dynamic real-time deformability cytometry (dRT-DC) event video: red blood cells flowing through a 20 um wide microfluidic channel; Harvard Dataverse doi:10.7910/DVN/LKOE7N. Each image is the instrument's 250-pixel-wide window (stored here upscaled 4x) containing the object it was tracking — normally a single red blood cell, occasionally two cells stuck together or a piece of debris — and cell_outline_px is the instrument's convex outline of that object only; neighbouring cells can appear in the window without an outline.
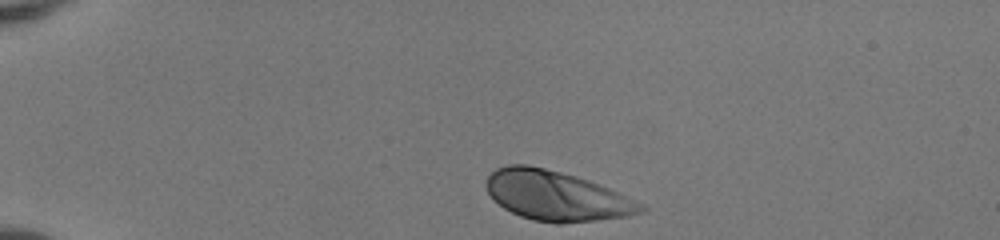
{"species": "human", "species_latin": "Homo sapiens", "temperature_condition": "room temperature", "stored_images_in_passage": 35, "camera_frame_rate_fps": 3000, "um_per_image_px": 0.085, "donor": {"sex": "female"}, "frame": {"image": 1, "passage_image": 1, "time_ms": 0.0, "image_size_px": [1000, 240], "cell_outline_px": [[648, 208], [640, 212], [628, 216], [596, 220], [560, 224], [556, 224], [532, 220], [520, 216], [504, 208], [488, 192], [484, 184], [488, 176], [496, 168], [508, 164], [528, 164], [576, 176], [588, 180], [608, 188], [644, 204]], "centroid_in_image_um": [47.27, 16.64], "position_along_channel_um": 37.7, "area_um2": 44.62}}
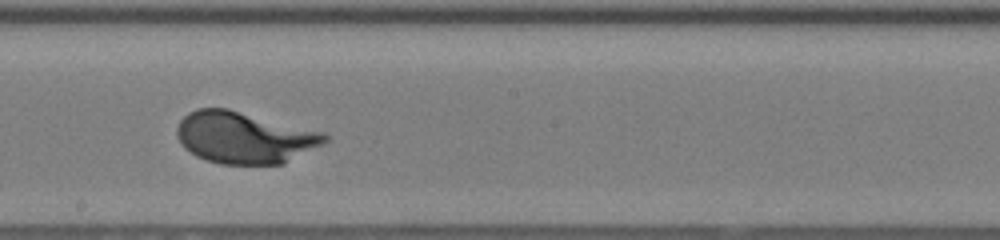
{"frame": {"image": 2, "passage_image": 20, "time_ms": 6.333, "image_size_px": [1000, 240], "cell_outline_px": [[328, 140], [324, 144], [284, 164], [220, 164], [196, 156], [184, 148], [180, 144], [176, 132], [176, 128], [180, 120], [188, 112], [196, 108], [228, 108], [324, 132], [328, 136]], "centroid_in_image_um": [20.77, 11.69], "position_along_channel_um": 227.4, "area_um2": 44.85}}
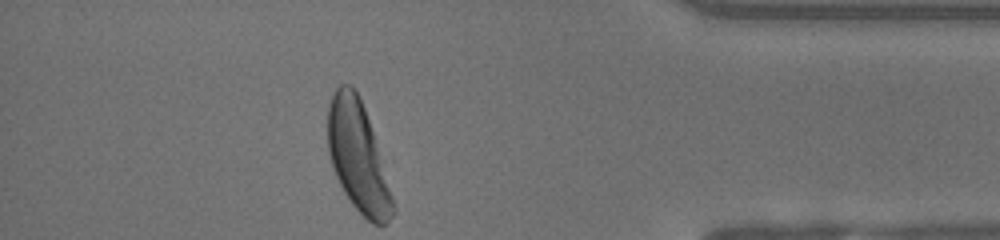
{"frame": {"image": 3, "passage_image": 35, "time_ms": 11.333, "image_size_px": [1000, 240], "cell_outline_px": [[396, 212], [388, 224], [372, 224], [352, 204], [344, 192], [332, 168], [328, 152], [328, 108], [332, 96], [336, 88], [340, 84], [352, 84], [364, 108], [396, 204]], "centroid_in_image_um": [30.43, 13.38], "position_along_channel_um": 404.8, "area_um2": 41.33}, "authors_computed_cell_mechanics": {"area_um2": 43.639, "velocity_mm_per_s": 4.0562, "shape_relaxation_time_tau1_ms": 2.2644, "shape_relaxation_time_tau2_ms": null, "deformation_change_tau1": 0.1717, "deformation_change_tau2": null}}